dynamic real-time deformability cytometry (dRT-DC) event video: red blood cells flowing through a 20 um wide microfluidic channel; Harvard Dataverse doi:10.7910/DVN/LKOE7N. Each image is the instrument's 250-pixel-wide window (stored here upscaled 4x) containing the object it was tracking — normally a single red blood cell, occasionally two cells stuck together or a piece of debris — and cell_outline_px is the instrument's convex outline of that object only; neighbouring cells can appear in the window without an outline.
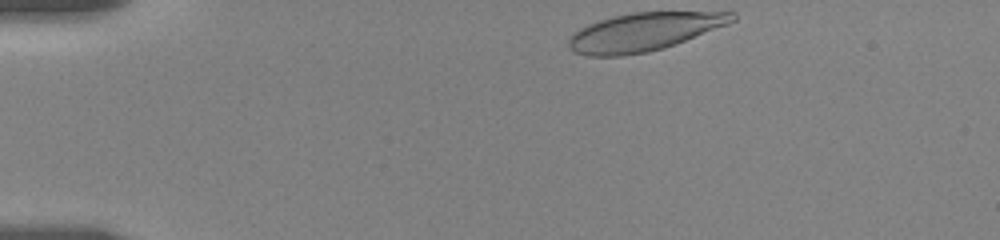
{"species": "human", "species_latin": "Homo sapiens", "temperature_condition": "room temperature", "stored_images_in_passage": 11, "camera_frame_rate_fps": 3000, "um_per_image_px": 0.085, "donor": {"sex": "female"}, "frame": {"image": 1, "passage_image": 1, "time_ms": 0.0, "image_size_px": [1000, 240], "cell_outline_px": [[736, 20], [728, 24], [664, 48], [648, 52], [624, 56], [588, 56], [576, 52], [568, 48], [568, 36], [580, 28], [588, 24], [612, 16], [632, 12], [736, 12]], "centroid_in_image_um": [54.7, 2.71], "position_along_channel_um": 30.3, "area_um2": 36.41}}
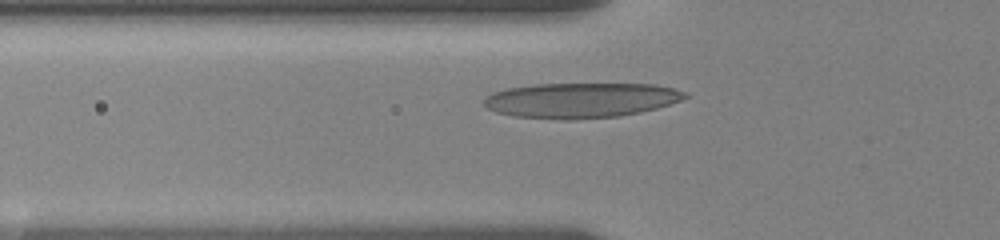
{"frame": {"image": 2, "passage_image": 10, "time_ms": 3.333, "image_size_px": [1000, 240], "cell_outline_px": [[688, 96], [680, 100], [656, 108], [640, 112], [620, 116], [572, 120], [564, 120], [512, 116], [496, 112], [488, 108], [484, 104], [484, 100], [488, 96], [496, 92], [508, 88], [536, 84], [656, 84], [688, 92]], "centroid_in_image_um": [49.39, 8.53], "position_along_channel_um": 76.4, "area_um2": 41.04}}